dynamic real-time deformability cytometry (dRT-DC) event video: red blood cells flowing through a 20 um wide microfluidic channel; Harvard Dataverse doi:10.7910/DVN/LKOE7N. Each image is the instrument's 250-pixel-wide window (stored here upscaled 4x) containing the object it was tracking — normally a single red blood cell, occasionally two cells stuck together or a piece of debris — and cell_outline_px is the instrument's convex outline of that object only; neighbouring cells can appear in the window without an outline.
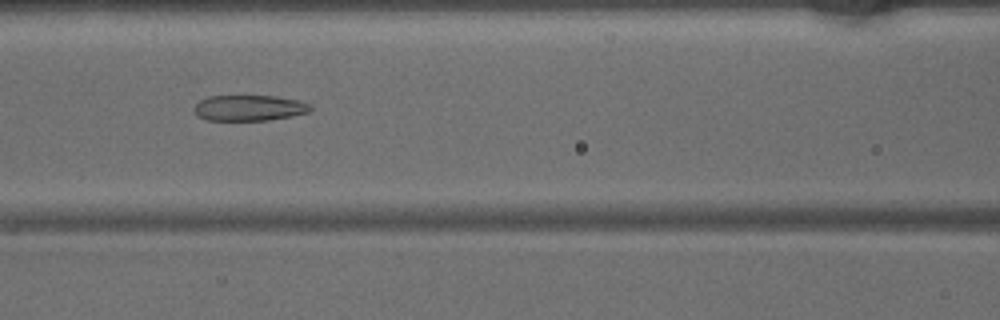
{"species": "common noctule bat (a hibernating species)", "species_latin": "Nyctalus noctula", "temperature_condition": "warm", "stored_images_in_passage": 33, "camera_frame_rate_fps": 3000, "um_per_image_px": 0.085, "animal": {"sex": "male", "body_mass_g": 15.6}, "frame": {"image": 1, "passage_image": 7, "time_ms": 2.0, "image_size_px": [1000, 320], "cell_outline_px": [[312, 108], [308, 112], [292, 116], [268, 120], [208, 120], [196, 116], [192, 108], [200, 100], [208, 96], [276, 96], [296, 100], [308, 104]], "centroid_in_image_um": [21.12, 9.18], "position_along_channel_um": 145.5, "area_um2": 17.4}}
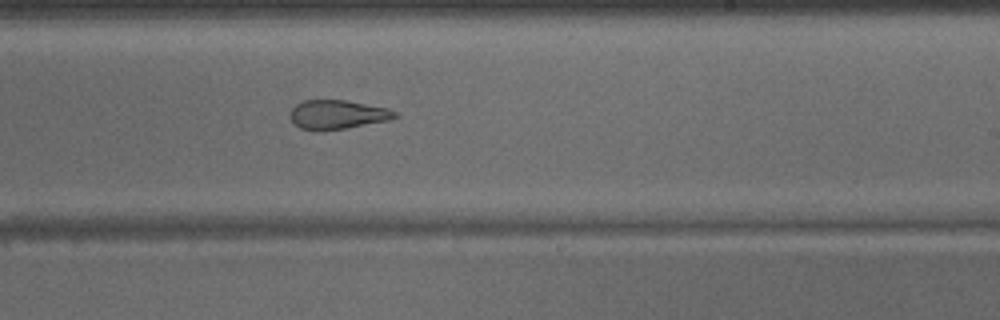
{"frame": {"image": 2, "passage_image": 15, "time_ms": 4.667, "image_size_px": [1000, 320], "cell_outline_px": [[400, 116], [388, 120], [344, 128], [300, 128], [288, 116], [292, 108], [296, 104], [304, 100], [348, 100], [388, 108], [396, 112]], "centroid_in_image_um": [28.71, 9.69], "position_along_channel_um": 260.3, "area_um2": 17.22}}
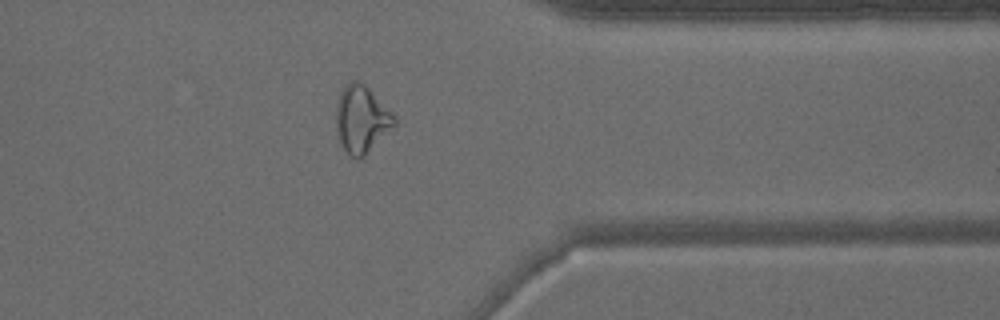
{"frame": {"image": 3, "passage_image": 24, "time_ms": 7.667, "image_size_px": [1000, 320], "cell_outline_px": [[396, 124], [364, 156], [356, 160], [344, 148], [336, 132], [336, 104], [340, 92], [344, 84], [352, 80], [360, 80], [396, 116]], "centroid_in_image_um": [30.71, 10.1], "position_along_channel_um": 380.7, "area_um2": 22.72}}